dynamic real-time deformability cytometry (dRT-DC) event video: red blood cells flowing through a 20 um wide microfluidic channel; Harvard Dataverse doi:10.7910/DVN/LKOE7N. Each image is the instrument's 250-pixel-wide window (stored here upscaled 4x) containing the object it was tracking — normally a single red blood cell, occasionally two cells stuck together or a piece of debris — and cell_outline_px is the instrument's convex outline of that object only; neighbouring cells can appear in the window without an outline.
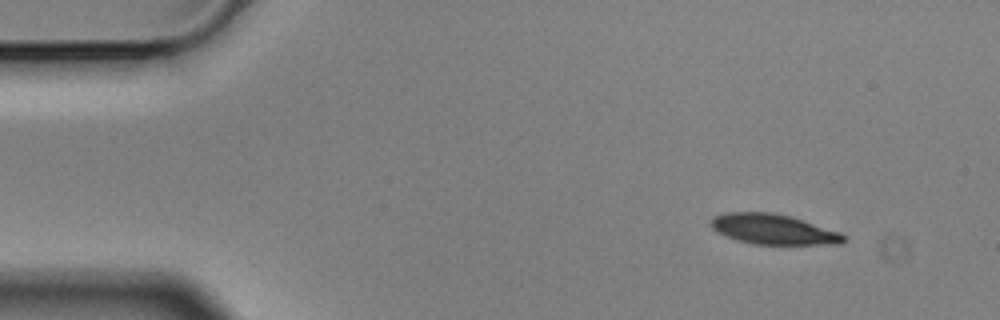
{"species": "Egyptian fruit bat (a non-hibernating species)", "species_latin": "Rousettus aegyptiacus", "temperature_condition": "cold", "stored_images_in_passage": 4, "camera_frame_rate_fps": 3000, "um_per_image_px": 0.085, "animal": {"sex": "male"}, "frame": {"image": 1, "passage_image": 1, "time_ms": 0.0, "image_size_px": [1000, 320], "cell_outline_px": [[844, 240], [840, 244], [752, 244], [716, 232], [708, 224], [716, 216], [728, 212], [772, 212], [792, 216], [840, 232], [844, 236]], "centroid_in_image_um": [65.73, 19.48], "position_along_channel_um": 19.3, "area_um2": 23.18}}
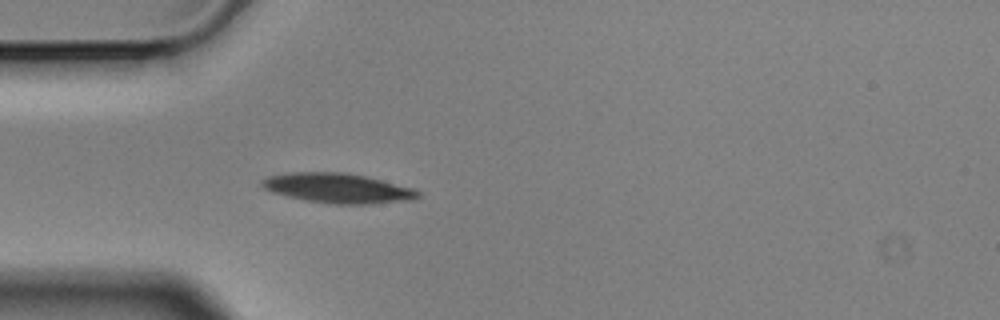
{"frame": {"image": 2, "passage_image": 4, "time_ms": 1.0, "image_size_px": [1000, 320], "cell_outline_px": [[420, 196], [412, 200], [368, 204], [336, 204], [308, 200], [288, 196], [272, 192], [264, 188], [260, 184], [260, 180], [268, 176], [288, 172], [348, 172], [416, 188], [420, 192]], "centroid_in_image_um": [28.74, 15.98], "position_along_channel_um": 56.3, "area_um2": 27.17}}